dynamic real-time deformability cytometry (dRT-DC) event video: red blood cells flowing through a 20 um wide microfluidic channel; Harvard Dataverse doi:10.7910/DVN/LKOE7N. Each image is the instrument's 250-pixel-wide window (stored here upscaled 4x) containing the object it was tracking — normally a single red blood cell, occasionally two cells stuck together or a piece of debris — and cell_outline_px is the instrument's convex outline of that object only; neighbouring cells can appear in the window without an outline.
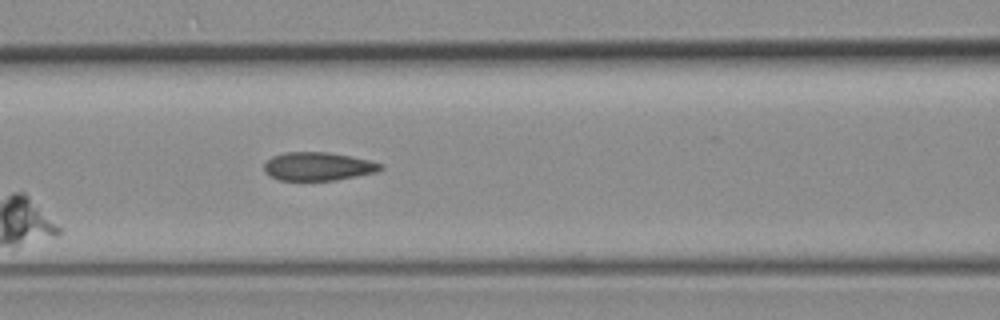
{"species": "common noctule bat (a hibernating species)", "species_latin": "Nyctalus noctula", "temperature_condition": "room temperature", "stored_images_in_passage": 6, "segment_of_instrument_passage": [1, 2], "camera_frame_rate_fps": 3000, "um_per_image_px": 0.085, "animal": {"sex": "female", "body_mass_g": 19.3, "forearm_length_mm": 54.1}, "frame": {"image": 1, "passage_image": 5, "time_ms": 5.667, "image_size_px": [1000, 320], "cell_outline_px": [[384, 168], [376, 172], [336, 180], [280, 180], [264, 172], [264, 164], [272, 156], [284, 152], [324, 152], [348, 156], [368, 160], [384, 164]], "centroid_in_image_um": [27.03, 14.14], "position_along_channel_um": 139.6, "area_um2": 19.07}}